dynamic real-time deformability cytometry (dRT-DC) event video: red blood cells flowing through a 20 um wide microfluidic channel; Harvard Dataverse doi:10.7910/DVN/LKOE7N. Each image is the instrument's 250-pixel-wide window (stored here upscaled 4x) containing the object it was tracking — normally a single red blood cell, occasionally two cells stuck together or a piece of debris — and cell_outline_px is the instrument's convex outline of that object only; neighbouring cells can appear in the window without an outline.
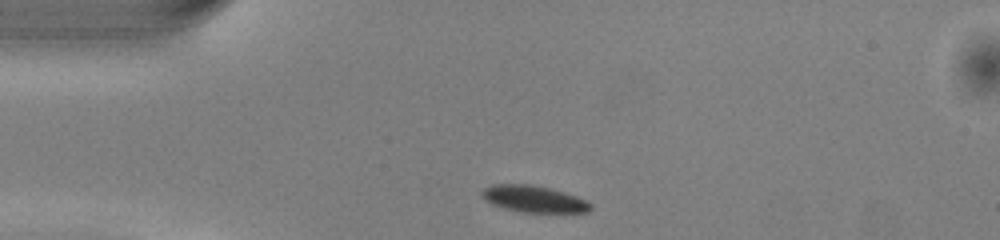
{"species": "common noctule bat (a hibernating species)", "species_latin": "Nyctalus noctula", "temperature_condition": "warm", "stored_images_in_passage": 40, "camera_frame_rate_fps": 3000, "um_per_image_px": 0.085, "animal": {"sex": "male", "body_mass_g": 13.0, "forearm_length_mm": 53.1}, "frame": {"image": 1, "passage_image": 1, "time_ms": 0.0, "image_size_px": [1000, 240], "cell_outline_px": [[592, 208], [588, 212], [520, 212], [504, 208], [492, 204], [484, 200], [480, 196], [480, 192], [484, 188], [492, 184], [528, 184], [548, 188], [564, 192], [588, 200], [592, 204]], "centroid_in_image_um": [45.35, 16.91], "position_along_channel_um": 39.7, "area_um2": 16.99}}
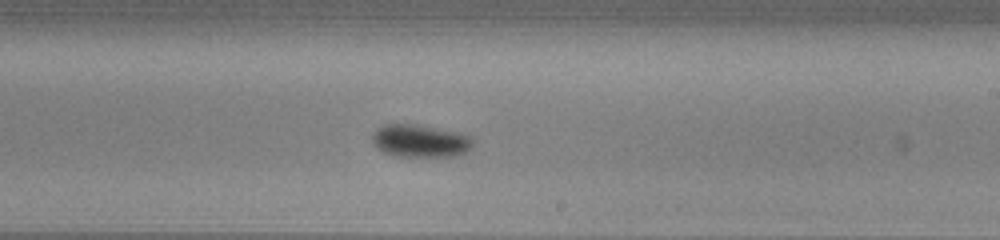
{"frame": {"image": 2, "passage_image": 19, "time_ms": 6.0, "image_size_px": [1000, 240], "cell_outline_px": [[472, 144], [464, 152], [452, 156], [396, 156], [384, 152], [376, 148], [372, 144], [372, 132], [376, 128], [384, 124], [416, 124], [460, 132], [472, 136]], "centroid_in_image_um": [35.66, 11.95], "position_along_channel_um": 253.3, "area_um2": 19.25}}
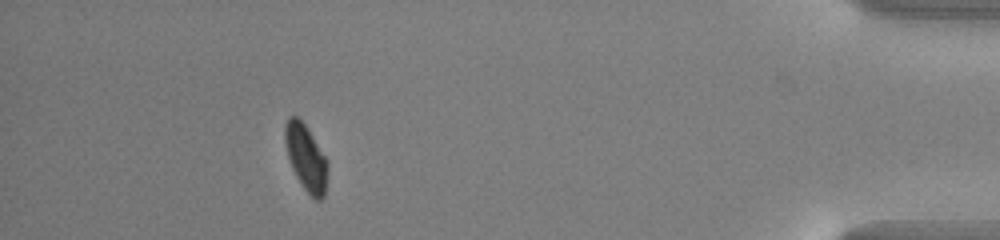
{"frame": {"image": 3, "passage_image": 35, "time_ms": 11.333, "image_size_px": [1000, 240], "cell_outline_px": [[328, 172], [324, 196], [320, 200], [316, 200], [304, 188], [296, 176], [292, 168], [288, 156], [284, 140], [284, 124], [288, 116], [296, 116], [308, 128], [328, 160]], "centroid_in_image_um": [26.01, 13.37], "position_along_channel_um": 409.2, "area_um2": 16.53}, "authors_computed_cell_mechanics": {"area_um2": 18.0336, "velocity_mm_per_s": 4.0514, "shape_relaxation_time_tau1_ms": 1.6484, "shape_relaxation_time_tau2_ms": null, "deformation_change_tau1": 0.0734, "deformation_change_tau2": null}}